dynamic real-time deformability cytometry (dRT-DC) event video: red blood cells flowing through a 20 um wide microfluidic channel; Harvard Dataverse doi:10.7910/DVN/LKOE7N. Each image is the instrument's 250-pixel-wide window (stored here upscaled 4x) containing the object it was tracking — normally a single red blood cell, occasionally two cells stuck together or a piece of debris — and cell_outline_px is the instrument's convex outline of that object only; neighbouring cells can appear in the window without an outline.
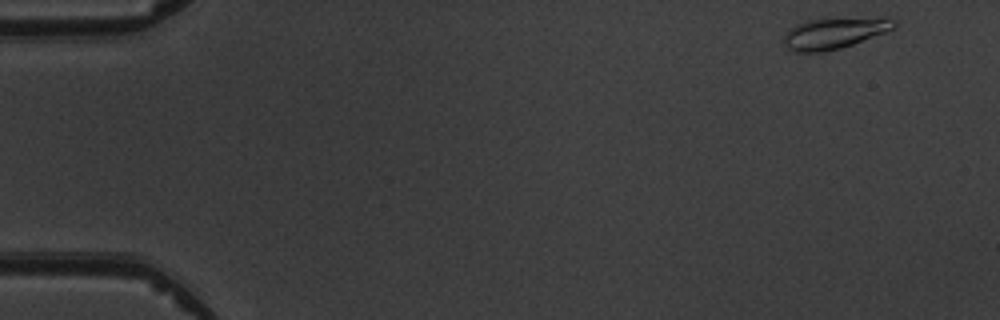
{"species": "common noctule bat (a hibernating species)", "species_latin": "Nyctalus noctula", "temperature_condition": "warm", "stored_images_in_passage": 9, "camera_frame_rate_fps": 3000, "um_per_image_px": 0.085, "animal": {"sex": "male", "body_mass_g": 19.5, "forearm_length_mm": 54.6}, "frame": {"image": 1, "passage_image": 1, "time_ms": 0.0, "image_size_px": [1000, 320], "cell_outline_px": [[896, 28], [852, 44], [840, 48], [820, 52], [796, 52], [788, 48], [780, 40], [796, 24], [804, 20], [888, 16], [896, 20]], "centroid_in_image_um": [70.96, 2.79], "position_along_channel_um": 14.0, "area_um2": 20.17}}
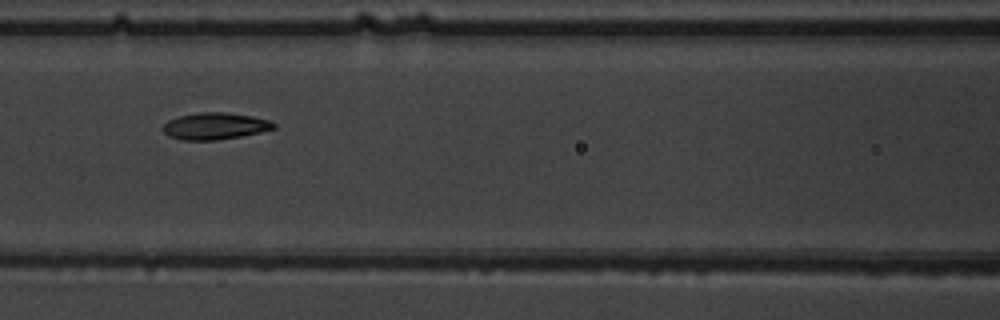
{"frame": {"image": 2, "passage_image": 7, "time_ms": 6.667, "image_size_px": [1000, 320], "cell_outline_px": [[276, 128], [260, 132], [240, 136], [216, 140], [184, 140], [168, 136], [160, 128], [168, 120], [180, 116], [200, 112], [228, 112], [252, 116], [268, 120], [276, 124]], "centroid_in_image_um": [18.25, 10.71], "position_along_channel_um": 148.3, "area_um2": 17.28}}
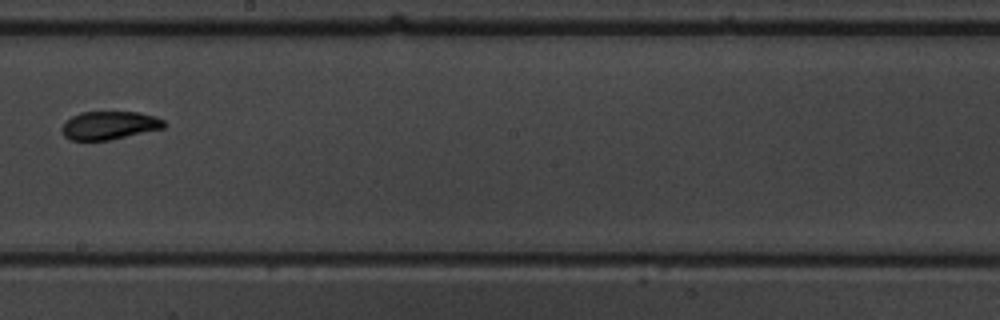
{"frame": {"image": 3, "passage_image": 9, "time_ms": 9.0, "image_size_px": [1000, 320], "cell_outline_px": [[164, 128], [108, 140], [68, 140], [64, 136], [60, 128], [72, 116], [80, 112], [140, 112], [164, 120]], "centroid_in_image_um": [9.26, 10.66], "position_along_channel_um": 238.9, "area_um2": 16.65}}